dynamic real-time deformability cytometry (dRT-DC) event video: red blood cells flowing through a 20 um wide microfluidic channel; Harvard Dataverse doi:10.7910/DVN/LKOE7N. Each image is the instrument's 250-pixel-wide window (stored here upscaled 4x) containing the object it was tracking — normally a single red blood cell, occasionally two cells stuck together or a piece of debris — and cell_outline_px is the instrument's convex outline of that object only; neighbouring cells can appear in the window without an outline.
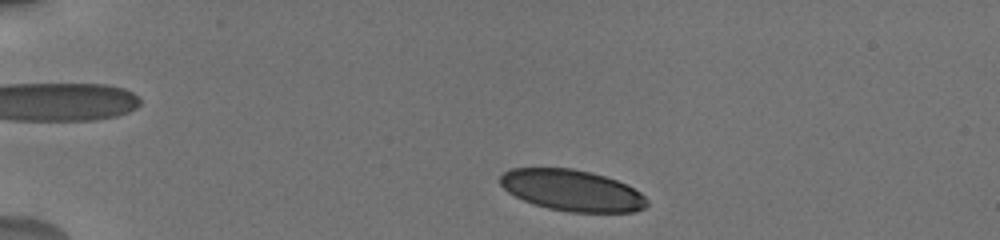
{"species": "human", "species_latin": "Homo sapiens", "temperature_condition": "cold", "stored_images_in_passage": 45, "camera_frame_rate_fps": 3000, "um_per_image_px": 0.085, "donor": {"sex": "male"}, "frame": {"image": 1, "passage_image": 1, "time_ms": 0.0, "image_size_px": [1000, 240], "cell_outline_px": [[648, 204], [644, 208], [632, 212], [568, 212], [548, 208], [524, 200], [508, 192], [500, 184], [500, 176], [504, 172], [512, 168], [572, 168], [592, 172], [628, 184], [640, 192], [648, 200]], "centroid_in_image_um": [48.64, 16.18], "position_along_channel_um": 36.4, "area_um2": 35.26}}
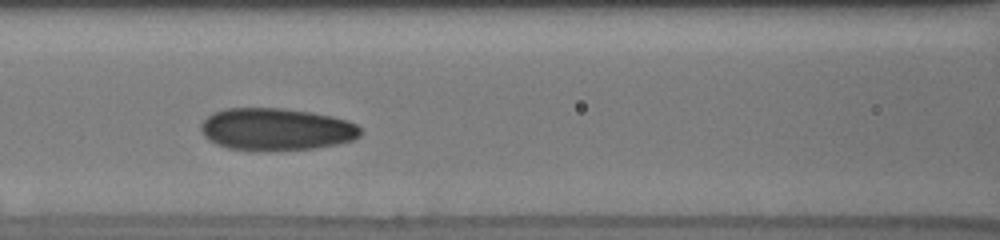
{"frame": {"image": 2, "passage_image": 12, "time_ms": 4.667, "image_size_px": [1000, 240], "cell_outline_px": [[360, 136], [352, 140], [336, 144], [312, 148], [264, 152], [228, 148], [216, 144], [208, 140], [204, 136], [200, 128], [200, 124], [212, 112], [224, 108], [284, 108], [332, 116], [348, 120], [356, 124], [360, 128]], "centroid_in_image_um": [23.43, 10.99], "position_along_channel_um": 143.2, "area_um2": 39.65}}
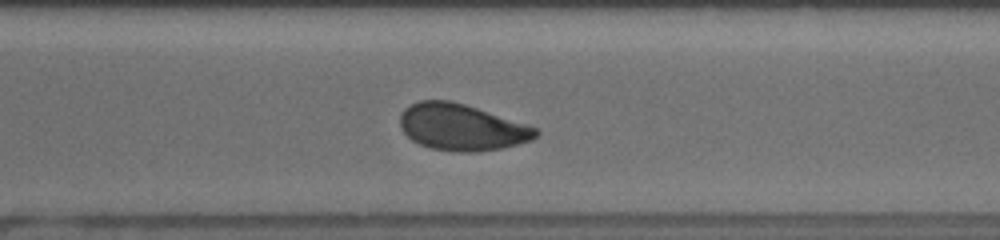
{"frame": {"image": 3, "passage_image": 29, "time_ms": 9.667, "image_size_px": [1000, 240], "cell_outline_px": [[540, 132], [532, 140], [500, 148], [472, 152], [456, 152], [428, 148], [412, 140], [400, 128], [400, 116], [404, 108], [420, 100], [448, 100], [464, 104], [528, 124], [540, 128]], "centroid_in_image_um": [39.24, 10.81], "position_along_channel_um": 331.4, "area_um2": 36.76}, "authors_computed_cell_mechanics": {"area_um2": 37.6278, "velocity_mm_per_s": 3.7714, "shape_relaxation_time_tau1_ms": 4.527, "shape_relaxation_time_tau2_ms": 1.5166, "deformation_change_tau1": 0.1223, "deformation_change_tau2": 0.0558}}